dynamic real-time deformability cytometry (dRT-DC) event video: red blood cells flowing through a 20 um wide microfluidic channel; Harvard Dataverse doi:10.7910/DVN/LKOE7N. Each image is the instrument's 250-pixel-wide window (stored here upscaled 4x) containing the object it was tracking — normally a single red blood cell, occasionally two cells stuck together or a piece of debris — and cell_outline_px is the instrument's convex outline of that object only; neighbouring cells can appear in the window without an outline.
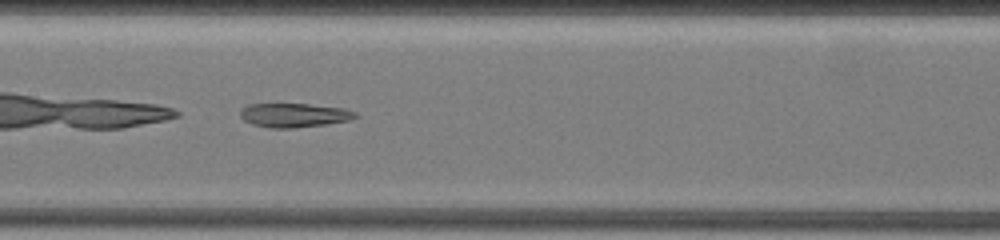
{"species": "common noctule bat (a hibernating species)", "species_latin": "Nyctalus noctula", "temperature_condition": "warm", "stored_images_in_passage": 45, "camera_frame_rate_fps": 3000, "um_per_image_px": 0.085, "animal": {"sex": "female", "body_mass_g": 19.5, "forearm_length_mm": 54.1}, "frame": {"image": 1, "passage_image": 27, "time_ms": 9.333, "image_size_px": [1000, 240], "cell_outline_px": [[360, 116], [348, 120], [328, 124], [292, 128], [268, 128], [252, 124], [244, 120], [240, 116], [240, 108], [248, 104], [308, 104], [344, 108], [356, 112]], "centroid_in_image_um": [24.99, 9.79], "position_along_channel_um": 182.4, "area_um2": 16.24}}
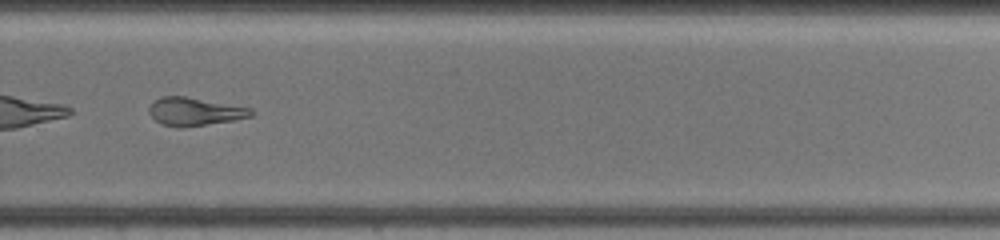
{"frame": {"image": 2, "passage_image": 35, "time_ms": 13.0, "image_size_px": [1000, 240], "cell_outline_px": [[256, 112], [252, 116], [236, 120], [184, 128], [180, 128], [160, 124], [148, 112], [148, 108], [160, 96], [184, 96], [252, 108]], "centroid_in_image_um": [16.58, 9.5], "position_along_channel_um": 313.2, "area_um2": 16.88}}
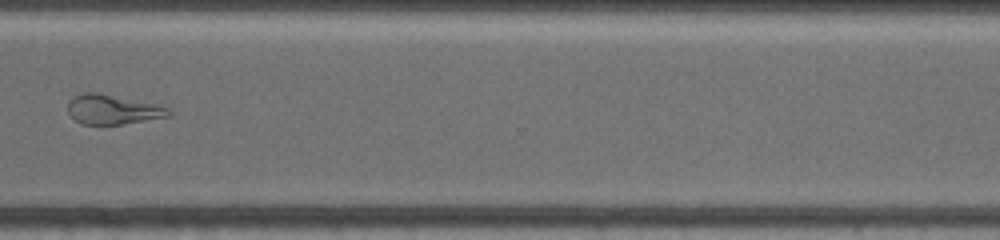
{"frame": {"image": 3, "passage_image": 38, "time_ms": 14.333, "image_size_px": [1000, 240], "cell_outline_px": [[172, 116], [120, 124], [80, 124], [68, 112], [68, 100], [84, 92], [96, 92], [160, 104], [168, 108], [172, 112]], "centroid_in_image_um": [9.62, 9.3], "position_along_channel_um": 361.0, "area_um2": 17.46}, "authors_computed_cell_mechanics": {"area_um2": 23.6402, "velocity_mm_per_s": 3.5776, "shape_relaxation_time_tau1_ms": null, "shape_relaxation_time_tau2_ms": 3.822, "deformation_change_tau1": null, "deformation_change_tau2": 0.1424}}